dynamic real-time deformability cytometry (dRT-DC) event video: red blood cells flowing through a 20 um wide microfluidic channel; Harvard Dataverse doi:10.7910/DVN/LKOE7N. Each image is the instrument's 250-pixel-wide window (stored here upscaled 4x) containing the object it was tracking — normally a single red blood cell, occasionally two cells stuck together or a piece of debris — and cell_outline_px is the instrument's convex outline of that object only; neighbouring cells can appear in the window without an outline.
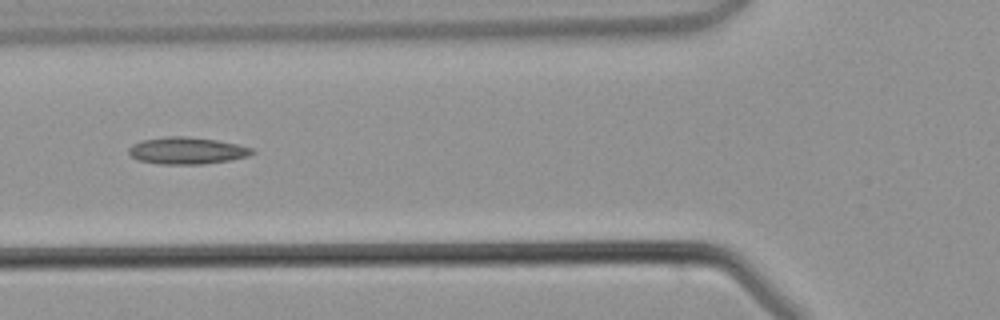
{"species": "common noctule bat (a hibernating species)", "species_latin": "Nyctalus noctula", "temperature_condition": "warm", "stored_images_in_passage": 3, "camera_frame_rate_fps": 3000, "um_per_image_px": 0.085, "animal": {"sex": "male", "body_mass_g": 21.5, "forearm_length_mm": 52.0}, "frame": {"image": 1, "passage_image": 3, "time_ms": 3.0, "image_size_px": [1000, 320], "cell_outline_px": [[256, 152], [248, 156], [228, 160], [204, 164], [160, 164], [140, 160], [132, 156], [128, 152], [128, 148], [132, 144], [144, 140], [168, 136], [184, 136], [216, 140], [236, 144], [252, 148]], "centroid_in_image_um": [15.89, 12.8], "position_along_channel_um": 109.9, "area_um2": 19.13}}